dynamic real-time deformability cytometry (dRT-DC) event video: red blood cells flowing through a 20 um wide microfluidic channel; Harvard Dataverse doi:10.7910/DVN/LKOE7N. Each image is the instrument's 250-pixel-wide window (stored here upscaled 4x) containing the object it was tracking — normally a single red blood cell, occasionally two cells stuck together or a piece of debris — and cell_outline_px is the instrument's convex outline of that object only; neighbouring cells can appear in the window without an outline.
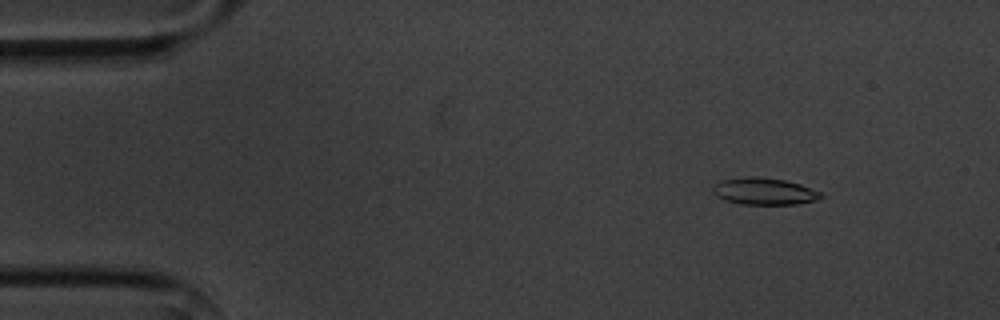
{"species": "common noctule bat (a hibernating species)", "species_latin": "Nyctalus noctula", "temperature_condition": "cold", "stored_images_in_passage": 8, "camera_frame_rate_fps": 3000, "um_per_image_px": 0.085, "animal": {"sex": "male", "body_mass_g": 20.1, "forearm_length_mm": 53.5}, "frame": {"image": 1, "passage_image": 2, "time_ms": 1.0, "image_size_px": [1000, 320], "cell_outline_px": [[824, 196], [816, 200], [796, 204], [740, 204], [724, 200], [716, 196], [712, 192], [712, 184], [720, 180], [744, 176], [756, 176], [784, 180], [800, 184], [820, 192]], "centroid_in_image_um": [64.88, 16.25], "position_along_channel_um": 20.1, "area_um2": 17.11}}
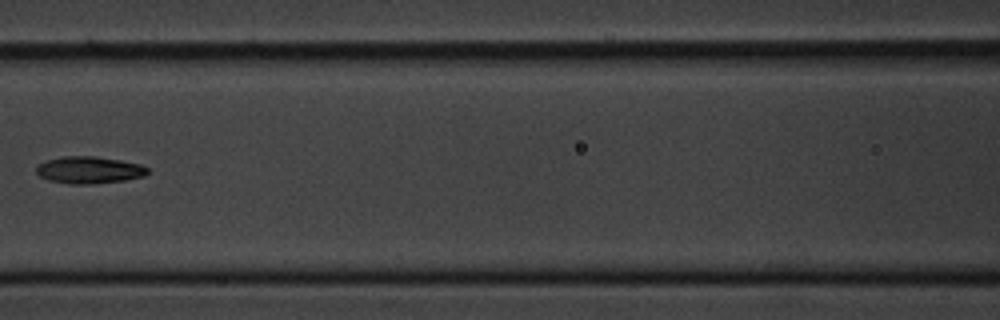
{"frame": {"image": 2, "passage_image": 7, "time_ms": 7.0, "image_size_px": [1000, 320], "cell_outline_px": [[148, 172], [144, 176], [124, 180], [92, 184], [68, 184], [48, 180], [40, 176], [36, 172], [36, 164], [48, 160], [64, 156], [96, 156], [120, 160], [140, 164], [148, 168]], "centroid_in_image_um": [7.55, 14.45], "position_along_channel_um": 159.0, "area_um2": 17.57}}
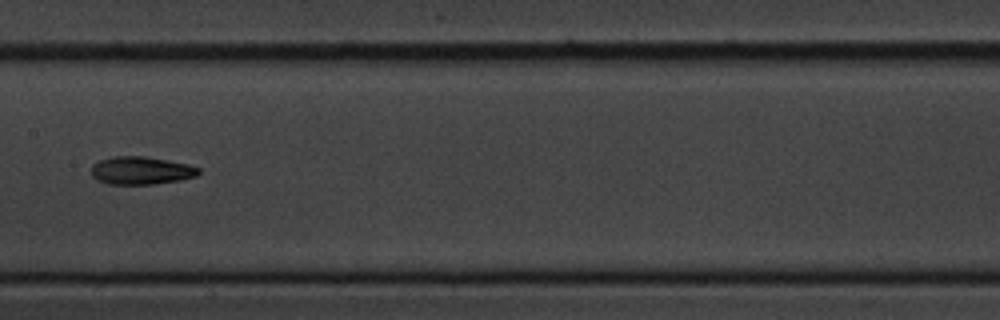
{"frame": {"image": 3, "passage_image": 8, "time_ms": 8.0, "image_size_px": [1000, 320], "cell_outline_px": [[200, 172], [196, 176], [180, 180], [156, 184], [108, 184], [92, 176], [92, 164], [100, 160], [112, 156], [144, 156], [188, 164], [200, 168]], "centroid_in_image_um": [12.0, 14.49], "position_along_channel_um": 195.4, "area_um2": 17.4}}